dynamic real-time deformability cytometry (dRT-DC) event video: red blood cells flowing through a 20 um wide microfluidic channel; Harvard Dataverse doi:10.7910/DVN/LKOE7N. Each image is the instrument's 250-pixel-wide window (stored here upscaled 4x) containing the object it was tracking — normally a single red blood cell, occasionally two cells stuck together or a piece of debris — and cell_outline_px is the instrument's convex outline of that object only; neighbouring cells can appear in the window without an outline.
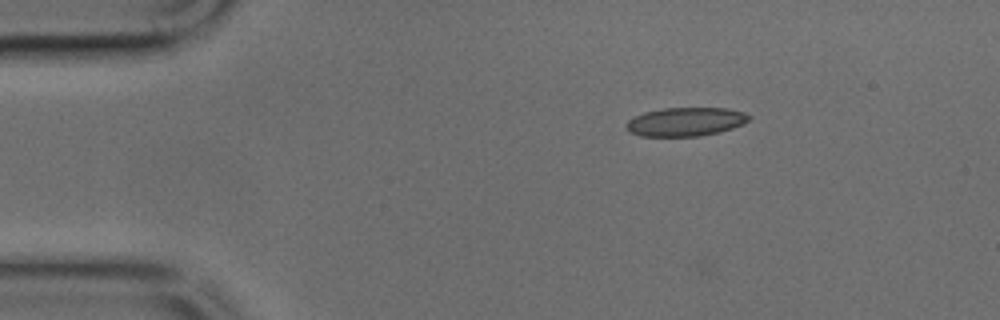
{"species": "common noctule bat (a hibernating species)", "species_latin": "Nyctalus noctula", "temperature_condition": "cold", "stored_images_in_passage": 39, "camera_frame_rate_fps": 3000, "um_per_image_px": 0.085, "animal": {"sex": "male", "body_mass_g": 17.9, "forearm_length_mm": 54.2}, "frame": {"image": 1, "passage_image": 1, "time_ms": 0.0, "image_size_px": [1000, 320], "cell_outline_px": [[752, 116], [744, 124], [720, 132], [700, 136], [640, 136], [628, 132], [624, 124], [628, 120], [644, 112], [664, 108], [728, 108], [744, 112]], "centroid_in_image_um": [58.27, 10.35], "position_along_channel_um": 26.7, "area_um2": 20.69}}
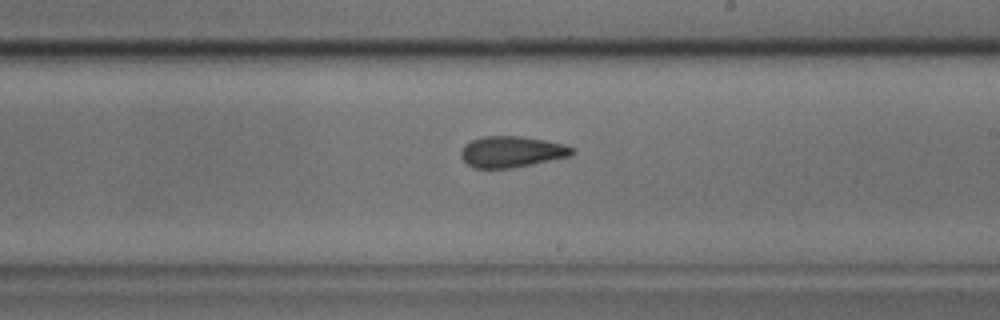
{"frame": {"image": 2, "passage_image": 21, "time_ms": 6.667, "image_size_px": [1000, 320], "cell_outline_px": [[576, 152], [572, 156], [512, 168], [476, 168], [468, 164], [460, 156], [460, 152], [464, 144], [472, 140], [484, 136], [516, 136], [544, 140], [564, 144], [576, 148]], "centroid_in_image_um": [43.52, 12.9], "position_along_channel_um": 245.5, "area_um2": 20.23}}
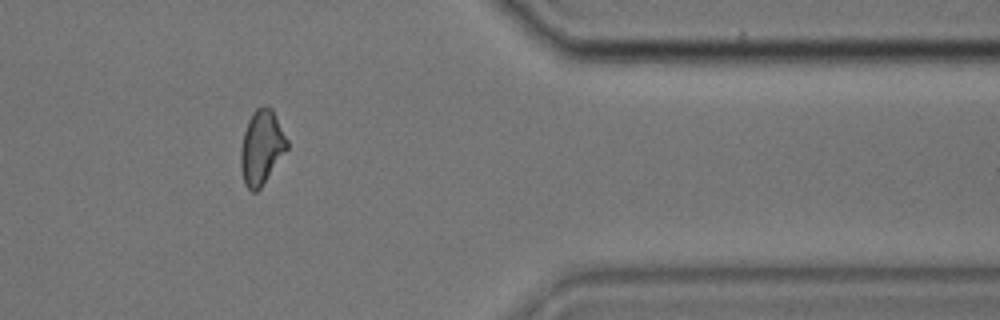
{"frame": {"image": 3, "passage_image": 33, "time_ms": 10.667, "image_size_px": [1000, 320], "cell_outline_px": [[288, 148], [260, 188], [256, 192], [252, 192], [244, 184], [240, 168], [240, 148], [244, 132], [248, 120], [252, 112], [256, 108], [272, 108], [288, 140]], "centroid_in_image_um": [22.21, 12.54], "position_along_channel_um": 389.2, "area_um2": 19.94}}